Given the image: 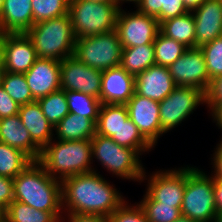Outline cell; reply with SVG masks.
Returning <instances> with one entry per match:
<instances>
[{
	"label": "cell",
	"mask_w": 222,
	"mask_h": 222,
	"mask_svg": "<svg viewBox=\"0 0 222 222\" xmlns=\"http://www.w3.org/2000/svg\"><path fill=\"white\" fill-rule=\"evenodd\" d=\"M200 49L204 55L210 80L222 75V36L208 42Z\"/></svg>",
	"instance_id": "37"
},
{
	"label": "cell",
	"mask_w": 222,
	"mask_h": 222,
	"mask_svg": "<svg viewBox=\"0 0 222 222\" xmlns=\"http://www.w3.org/2000/svg\"><path fill=\"white\" fill-rule=\"evenodd\" d=\"M122 45L117 30L76 38L73 56L85 65L104 71L121 63Z\"/></svg>",
	"instance_id": "8"
},
{
	"label": "cell",
	"mask_w": 222,
	"mask_h": 222,
	"mask_svg": "<svg viewBox=\"0 0 222 222\" xmlns=\"http://www.w3.org/2000/svg\"><path fill=\"white\" fill-rule=\"evenodd\" d=\"M0 142L21 150L33 161H38L41 149L23 125L19 115L0 119Z\"/></svg>",
	"instance_id": "21"
},
{
	"label": "cell",
	"mask_w": 222,
	"mask_h": 222,
	"mask_svg": "<svg viewBox=\"0 0 222 222\" xmlns=\"http://www.w3.org/2000/svg\"><path fill=\"white\" fill-rule=\"evenodd\" d=\"M37 54L25 33L1 35V61L4 70L25 74L35 63Z\"/></svg>",
	"instance_id": "14"
},
{
	"label": "cell",
	"mask_w": 222,
	"mask_h": 222,
	"mask_svg": "<svg viewBox=\"0 0 222 222\" xmlns=\"http://www.w3.org/2000/svg\"><path fill=\"white\" fill-rule=\"evenodd\" d=\"M181 214L194 222H217L214 178L195 166H188Z\"/></svg>",
	"instance_id": "5"
},
{
	"label": "cell",
	"mask_w": 222,
	"mask_h": 222,
	"mask_svg": "<svg viewBox=\"0 0 222 222\" xmlns=\"http://www.w3.org/2000/svg\"><path fill=\"white\" fill-rule=\"evenodd\" d=\"M1 33H0V59H1Z\"/></svg>",
	"instance_id": "54"
},
{
	"label": "cell",
	"mask_w": 222,
	"mask_h": 222,
	"mask_svg": "<svg viewBox=\"0 0 222 222\" xmlns=\"http://www.w3.org/2000/svg\"><path fill=\"white\" fill-rule=\"evenodd\" d=\"M176 87L169 68L153 65L135 78V93L155 101L164 100Z\"/></svg>",
	"instance_id": "19"
},
{
	"label": "cell",
	"mask_w": 222,
	"mask_h": 222,
	"mask_svg": "<svg viewBox=\"0 0 222 222\" xmlns=\"http://www.w3.org/2000/svg\"><path fill=\"white\" fill-rule=\"evenodd\" d=\"M44 116L55 127L68 113L66 93L63 89L48 94L37 100Z\"/></svg>",
	"instance_id": "32"
},
{
	"label": "cell",
	"mask_w": 222,
	"mask_h": 222,
	"mask_svg": "<svg viewBox=\"0 0 222 222\" xmlns=\"http://www.w3.org/2000/svg\"><path fill=\"white\" fill-rule=\"evenodd\" d=\"M18 115L29 132L32 141L41 150L52 141L54 127L44 116L38 101L21 105Z\"/></svg>",
	"instance_id": "22"
},
{
	"label": "cell",
	"mask_w": 222,
	"mask_h": 222,
	"mask_svg": "<svg viewBox=\"0 0 222 222\" xmlns=\"http://www.w3.org/2000/svg\"><path fill=\"white\" fill-rule=\"evenodd\" d=\"M92 161L91 140L53 139L41 150L38 159L45 171L61 182L74 175L95 171Z\"/></svg>",
	"instance_id": "3"
},
{
	"label": "cell",
	"mask_w": 222,
	"mask_h": 222,
	"mask_svg": "<svg viewBox=\"0 0 222 222\" xmlns=\"http://www.w3.org/2000/svg\"><path fill=\"white\" fill-rule=\"evenodd\" d=\"M67 216L69 222H107V218L99 215H87V214H65L61 218V222H65L64 219Z\"/></svg>",
	"instance_id": "43"
},
{
	"label": "cell",
	"mask_w": 222,
	"mask_h": 222,
	"mask_svg": "<svg viewBox=\"0 0 222 222\" xmlns=\"http://www.w3.org/2000/svg\"><path fill=\"white\" fill-rule=\"evenodd\" d=\"M111 139L118 145L136 150L141 156L154 148L130 118L121 125Z\"/></svg>",
	"instance_id": "30"
},
{
	"label": "cell",
	"mask_w": 222,
	"mask_h": 222,
	"mask_svg": "<svg viewBox=\"0 0 222 222\" xmlns=\"http://www.w3.org/2000/svg\"><path fill=\"white\" fill-rule=\"evenodd\" d=\"M125 105L129 118L141 134L155 147L158 138L165 134L160 124L159 102L134 93Z\"/></svg>",
	"instance_id": "15"
},
{
	"label": "cell",
	"mask_w": 222,
	"mask_h": 222,
	"mask_svg": "<svg viewBox=\"0 0 222 222\" xmlns=\"http://www.w3.org/2000/svg\"><path fill=\"white\" fill-rule=\"evenodd\" d=\"M119 3L70 0L69 16L76 38L98 35L116 29Z\"/></svg>",
	"instance_id": "6"
},
{
	"label": "cell",
	"mask_w": 222,
	"mask_h": 222,
	"mask_svg": "<svg viewBox=\"0 0 222 222\" xmlns=\"http://www.w3.org/2000/svg\"><path fill=\"white\" fill-rule=\"evenodd\" d=\"M70 0H32L33 25L68 14Z\"/></svg>",
	"instance_id": "36"
},
{
	"label": "cell",
	"mask_w": 222,
	"mask_h": 222,
	"mask_svg": "<svg viewBox=\"0 0 222 222\" xmlns=\"http://www.w3.org/2000/svg\"><path fill=\"white\" fill-rule=\"evenodd\" d=\"M63 212H47L13 201L5 210L4 222H61Z\"/></svg>",
	"instance_id": "26"
},
{
	"label": "cell",
	"mask_w": 222,
	"mask_h": 222,
	"mask_svg": "<svg viewBox=\"0 0 222 222\" xmlns=\"http://www.w3.org/2000/svg\"><path fill=\"white\" fill-rule=\"evenodd\" d=\"M24 76L36 101L61 89L60 61L38 57Z\"/></svg>",
	"instance_id": "16"
},
{
	"label": "cell",
	"mask_w": 222,
	"mask_h": 222,
	"mask_svg": "<svg viewBox=\"0 0 222 222\" xmlns=\"http://www.w3.org/2000/svg\"><path fill=\"white\" fill-rule=\"evenodd\" d=\"M13 187L15 201L41 211L63 212L61 181L52 178L38 161L13 179Z\"/></svg>",
	"instance_id": "2"
},
{
	"label": "cell",
	"mask_w": 222,
	"mask_h": 222,
	"mask_svg": "<svg viewBox=\"0 0 222 222\" xmlns=\"http://www.w3.org/2000/svg\"><path fill=\"white\" fill-rule=\"evenodd\" d=\"M61 89L80 91L100 99L102 71L89 67L75 56L60 61Z\"/></svg>",
	"instance_id": "12"
},
{
	"label": "cell",
	"mask_w": 222,
	"mask_h": 222,
	"mask_svg": "<svg viewBox=\"0 0 222 222\" xmlns=\"http://www.w3.org/2000/svg\"><path fill=\"white\" fill-rule=\"evenodd\" d=\"M110 183L96 170L64 179L61 182L62 211L108 218L126 201Z\"/></svg>",
	"instance_id": "1"
},
{
	"label": "cell",
	"mask_w": 222,
	"mask_h": 222,
	"mask_svg": "<svg viewBox=\"0 0 222 222\" xmlns=\"http://www.w3.org/2000/svg\"><path fill=\"white\" fill-rule=\"evenodd\" d=\"M3 2H4V0H0V11H1V8L3 6Z\"/></svg>",
	"instance_id": "53"
},
{
	"label": "cell",
	"mask_w": 222,
	"mask_h": 222,
	"mask_svg": "<svg viewBox=\"0 0 222 222\" xmlns=\"http://www.w3.org/2000/svg\"><path fill=\"white\" fill-rule=\"evenodd\" d=\"M128 118L126 105L101 104L96 133L111 138Z\"/></svg>",
	"instance_id": "27"
},
{
	"label": "cell",
	"mask_w": 222,
	"mask_h": 222,
	"mask_svg": "<svg viewBox=\"0 0 222 222\" xmlns=\"http://www.w3.org/2000/svg\"><path fill=\"white\" fill-rule=\"evenodd\" d=\"M2 87L19 106L36 101L32 96L24 74L5 71Z\"/></svg>",
	"instance_id": "35"
},
{
	"label": "cell",
	"mask_w": 222,
	"mask_h": 222,
	"mask_svg": "<svg viewBox=\"0 0 222 222\" xmlns=\"http://www.w3.org/2000/svg\"><path fill=\"white\" fill-rule=\"evenodd\" d=\"M32 162L21 150L0 142V176L14 179Z\"/></svg>",
	"instance_id": "29"
},
{
	"label": "cell",
	"mask_w": 222,
	"mask_h": 222,
	"mask_svg": "<svg viewBox=\"0 0 222 222\" xmlns=\"http://www.w3.org/2000/svg\"><path fill=\"white\" fill-rule=\"evenodd\" d=\"M195 22V47L222 36V0H205L192 11Z\"/></svg>",
	"instance_id": "18"
},
{
	"label": "cell",
	"mask_w": 222,
	"mask_h": 222,
	"mask_svg": "<svg viewBox=\"0 0 222 222\" xmlns=\"http://www.w3.org/2000/svg\"><path fill=\"white\" fill-rule=\"evenodd\" d=\"M195 22L192 11L160 23V32L182 43L187 48L195 47Z\"/></svg>",
	"instance_id": "24"
},
{
	"label": "cell",
	"mask_w": 222,
	"mask_h": 222,
	"mask_svg": "<svg viewBox=\"0 0 222 222\" xmlns=\"http://www.w3.org/2000/svg\"><path fill=\"white\" fill-rule=\"evenodd\" d=\"M92 158H95L107 172L122 179L142 182L145 168L140 154L131 148L118 145L110 137L99 134L91 139Z\"/></svg>",
	"instance_id": "7"
},
{
	"label": "cell",
	"mask_w": 222,
	"mask_h": 222,
	"mask_svg": "<svg viewBox=\"0 0 222 222\" xmlns=\"http://www.w3.org/2000/svg\"><path fill=\"white\" fill-rule=\"evenodd\" d=\"M65 93L69 113L87 117L97 124L101 107L100 99L80 91H65Z\"/></svg>",
	"instance_id": "31"
},
{
	"label": "cell",
	"mask_w": 222,
	"mask_h": 222,
	"mask_svg": "<svg viewBox=\"0 0 222 222\" xmlns=\"http://www.w3.org/2000/svg\"><path fill=\"white\" fill-rule=\"evenodd\" d=\"M107 222H149L139 205V203L130 206L125 201L114 213L108 218Z\"/></svg>",
	"instance_id": "38"
},
{
	"label": "cell",
	"mask_w": 222,
	"mask_h": 222,
	"mask_svg": "<svg viewBox=\"0 0 222 222\" xmlns=\"http://www.w3.org/2000/svg\"><path fill=\"white\" fill-rule=\"evenodd\" d=\"M116 30L123 48L153 44L160 32V23L156 17L139 10L126 12L119 10Z\"/></svg>",
	"instance_id": "10"
},
{
	"label": "cell",
	"mask_w": 222,
	"mask_h": 222,
	"mask_svg": "<svg viewBox=\"0 0 222 222\" xmlns=\"http://www.w3.org/2000/svg\"><path fill=\"white\" fill-rule=\"evenodd\" d=\"M217 222H222V213L218 215Z\"/></svg>",
	"instance_id": "52"
},
{
	"label": "cell",
	"mask_w": 222,
	"mask_h": 222,
	"mask_svg": "<svg viewBox=\"0 0 222 222\" xmlns=\"http://www.w3.org/2000/svg\"><path fill=\"white\" fill-rule=\"evenodd\" d=\"M5 70L3 67V63L0 60V87H2V81H3V76H4Z\"/></svg>",
	"instance_id": "47"
},
{
	"label": "cell",
	"mask_w": 222,
	"mask_h": 222,
	"mask_svg": "<svg viewBox=\"0 0 222 222\" xmlns=\"http://www.w3.org/2000/svg\"><path fill=\"white\" fill-rule=\"evenodd\" d=\"M214 196L219 215L222 213V180L214 179Z\"/></svg>",
	"instance_id": "44"
},
{
	"label": "cell",
	"mask_w": 222,
	"mask_h": 222,
	"mask_svg": "<svg viewBox=\"0 0 222 222\" xmlns=\"http://www.w3.org/2000/svg\"><path fill=\"white\" fill-rule=\"evenodd\" d=\"M32 0H4L0 11V33H26L33 26Z\"/></svg>",
	"instance_id": "20"
},
{
	"label": "cell",
	"mask_w": 222,
	"mask_h": 222,
	"mask_svg": "<svg viewBox=\"0 0 222 222\" xmlns=\"http://www.w3.org/2000/svg\"><path fill=\"white\" fill-rule=\"evenodd\" d=\"M116 1H117L120 5H123L124 2H129V3H130V2H132V3L134 2V3H135L137 0H116Z\"/></svg>",
	"instance_id": "51"
},
{
	"label": "cell",
	"mask_w": 222,
	"mask_h": 222,
	"mask_svg": "<svg viewBox=\"0 0 222 222\" xmlns=\"http://www.w3.org/2000/svg\"><path fill=\"white\" fill-rule=\"evenodd\" d=\"M13 201V178L0 176V207L5 211Z\"/></svg>",
	"instance_id": "40"
},
{
	"label": "cell",
	"mask_w": 222,
	"mask_h": 222,
	"mask_svg": "<svg viewBox=\"0 0 222 222\" xmlns=\"http://www.w3.org/2000/svg\"><path fill=\"white\" fill-rule=\"evenodd\" d=\"M5 211L0 207V222H4Z\"/></svg>",
	"instance_id": "49"
},
{
	"label": "cell",
	"mask_w": 222,
	"mask_h": 222,
	"mask_svg": "<svg viewBox=\"0 0 222 222\" xmlns=\"http://www.w3.org/2000/svg\"><path fill=\"white\" fill-rule=\"evenodd\" d=\"M95 2H108V3H118L116 0H91Z\"/></svg>",
	"instance_id": "50"
},
{
	"label": "cell",
	"mask_w": 222,
	"mask_h": 222,
	"mask_svg": "<svg viewBox=\"0 0 222 222\" xmlns=\"http://www.w3.org/2000/svg\"><path fill=\"white\" fill-rule=\"evenodd\" d=\"M156 65L169 67L187 49L182 43L170 39L161 32L157 34L153 42Z\"/></svg>",
	"instance_id": "33"
},
{
	"label": "cell",
	"mask_w": 222,
	"mask_h": 222,
	"mask_svg": "<svg viewBox=\"0 0 222 222\" xmlns=\"http://www.w3.org/2000/svg\"><path fill=\"white\" fill-rule=\"evenodd\" d=\"M19 105L0 87V119L17 115Z\"/></svg>",
	"instance_id": "41"
},
{
	"label": "cell",
	"mask_w": 222,
	"mask_h": 222,
	"mask_svg": "<svg viewBox=\"0 0 222 222\" xmlns=\"http://www.w3.org/2000/svg\"><path fill=\"white\" fill-rule=\"evenodd\" d=\"M144 171L142 181L148 180L146 193L161 205H172V207H181L183 195L186 186V177L188 176L187 167L159 170L148 175Z\"/></svg>",
	"instance_id": "11"
},
{
	"label": "cell",
	"mask_w": 222,
	"mask_h": 222,
	"mask_svg": "<svg viewBox=\"0 0 222 222\" xmlns=\"http://www.w3.org/2000/svg\"><path fill=\"white\" fill-rule=\"evenodd\" d=\"M168 68L176 86L198 88L204 93L207 91L210 78L200 47L187 48Z\"/></svg>",
	"instance_id": "13"
},
{
	"label": "cell",
	"mask_w": 222,
	"mask_h": 222,
	"mask_svg": "<svg viewBox=\"0 0 222 222\" xmlns=\"http://www.w3.org/2000/svg\"><path fill=\"white\" fill-rule=\"evenodd\" d=\"M205 94L206 105H219L222 103V75L210 80Z\"/></svg>",
	"instance_id": "39"
},
{
	"label": "cell",
	"mask_w": 222,
	"mask_h": 222,
	"mask_svg": "<svg viewBox=\"0 0 222 222\" xmlns=\"http://www.w3.org/2000/svg\"><path fill=\"white\" fill-rule=\"evenodd\" d=\"M56 138L61 141L91 140L96 134V124L87 117L68 113L55 127Z\"/></svg>",
	"instance_id": "23"
},
{
	"label": "cell",
	"mask_w": 222,
	"mask_h": 222,
	"mask_svg": "<svg viewBox=\"0 0 222 222\" xmlns=\"http://www.w3.org/2000/svg\"><path fill=\"white\" fill-rule=\"evenodd\" d=\"M201 104H205V94L198 88L176 86L159 102L161 129L167 133L180 125Z\"/></svg>",
	"instance_id": "9"
},
{
	"label": "cell",
	"mask_w": 222,
	"mask_h": 222,
	"mask_svg": "<svg viewBox=\"0 0 222 222\" xmlns=\"http://www.w3.org/2000/svg\"><path fill=\"white\" fill-rule=\"evenodd\" d=\"M155 52L153 44L129 47L122 49L120 66L133 77L155 65Z\"/></svg>",
	"instance_id": "25"
},
{
	"label": "cell",
	"mask_w": 222,
	"mask_h": 222,
	"mask_svg": "<svg viewBox=\"0 0 222 222\" xmlns=\"http://www.w3.org/2000/svg\"><path fill=\"white\" fill-rule=\"evenodd\" d=\"M206 107H209L214 123L216 122V125L222 130V103L219 105H207Z\"/></svg>",
	"instance_id": "45"
},
{
	"label": "cell",
	"mask_w": 222,
	"mask_h": 222,
	"mask_svg": "<svg viewBox=\"0 0 222 222\" xmlns=\"http://www.w3.org/2000/svg\"><path fill=\"white\" fill-rule=\"evenodd\" d=\"M221 141L217 144V148H215L214 153H213V157L211 159L212 161V167L214 169V173L211 174V176L214 179H219L222 180V139H220ZM214 174V175H213Z\"/></svg>",
	"instance_id": "42"
},
{
	"label": "cell",
	"mask_w": 222,
	"mask_h": 222,
	"mask_svg": "<svg viewBox=\"0 0 222 222\" xmlns=\"http://www.w3.org/2000/svg\"><path fill=\"white\" fill-rule=\"evenodd\" d=\"M25 34L39 58L62 61L73 55L76 37L69 13L35 23Z\"/></svg>",
	"instance_id": "4"
},
{
	"label": "cell",
	"mask_w": 222,
	"mask_h": 222,
	"mask_svg": "<svg viewBox=\"0 0 222 222\" xmlns=\"http://www.w3.org/2000/svg\"><path fill=\"white\" fill-rule=\"evenodd\" d=\"M135 93V77L120 65L102 71L101 104L125 105Z\"/></svg>",
	"instance_id": "17"
},
{
	"label": "cell",
	"mask_w": 222,
	"mask_h": 222,
	"mask_svg": "<svg viewBox=\"0 0 222 222\" xmlns=\"http://www.w3.org/2000/svg\"><path fill=\"white\" fill-rule=\"evenodd\" d=\"M135 4L137 10L156 17L159 23L188 12L183 0H137Z\"/></svg>",
	"instance_id": "28"
},
{
	"label": "cell",
	"mask_w": 222,
	"mask_h": 222,
	"mask_svg": "<svg viewBox=\"0 0 222 222\" xmlns=\"http://www.w3.org/2000/svg\"><path fill=\"white\" fill-rule=\"evenodd\" d=\"M205 0H183L184 6L188 11L197 9Z\"/></svg>",
	"instance_id": "46"
},
{
	"label": "cell",
	"mask_w": 222,
	"mask_h": 222,
	"mask_svg": "<svg viewBox=\"0 0 222 222\" xmlns=\"http://www.w3.org/2000/svg\"><path fill=\"white\" fill-rule=\"evenodd\" d=\"M149 222H173L182 216L181 207L161 205L154 201L147 193L139 202Z\"/></svg>",
	"instance_id": "34"
},
{
	"label": "cell",
	"mask_w": 222,
	"mask_h": 222,
	"mask_svg": "<svg viewBox=\"0 0 222 222\" xmlns=\"http://www.w3.org/2000/svg\"><path fill=\"white\" fill-rule=\"evenodd\" d=\"M173 222H194V221L182 215L181 217H179L177 220Z\"/></svg>",
	"instance_id": "48"
}]
</instances>
